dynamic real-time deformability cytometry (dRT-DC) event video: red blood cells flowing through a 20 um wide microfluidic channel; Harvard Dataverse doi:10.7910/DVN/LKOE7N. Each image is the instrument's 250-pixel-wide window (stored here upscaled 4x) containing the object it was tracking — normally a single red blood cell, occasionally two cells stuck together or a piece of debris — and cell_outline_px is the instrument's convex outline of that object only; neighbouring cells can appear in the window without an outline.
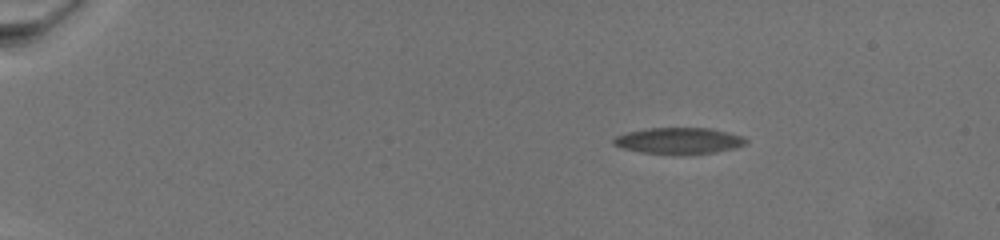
{"species": "common noctule bat (a hibernating species)", "species_latin": "Nyctalus noctula", "temperature_condition": "warm", "stored_images_in_passage": 43, "camera_frame_rate_fps": 3000, "um_per_image_px": 0.085, "animal": {"sex": "female", "body_mass_g": 19.5, "forearm_length_mm": 54.1}, "frame": {"image": 1, "passage_image": 1, "time_ms": 0.0, "image_size_px": [1000, 240], "cell_outline_px": [[748, 144], [736, 148], [716, 152], [684, 156], [672, 156], [640, 152], [624, 148], [612, 144], [612, 140], [616, 136], [628, 132], [648, 128], [712, 128], [744, 136], [748, 140]], "centroid_in_image_um": [57.76, 11.99], "position_along_channel_um": 27.2, "area_um2": 20.98}}
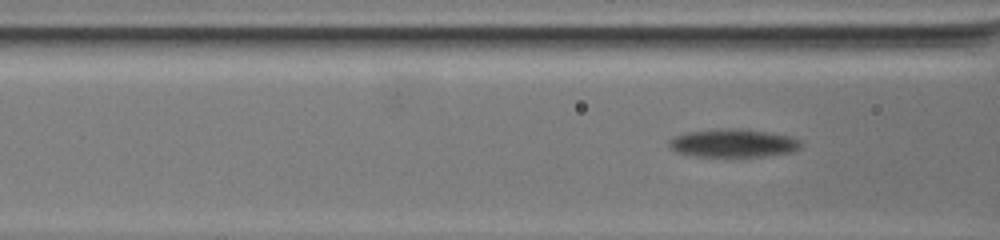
{"frame": {"image": 2, "passage_image": 28, "time_ms": 7.0, "image_size_px": [1000, 240], "cell_outline_px": [[800, 148], [792, 152], [764, 156], [696, 156], [676, 152], [668, 148], [668, 140], [676, 136], [688, 132], [720, 128], [740, 128], [768, 132], [792, 136], [800, 140]], "centroid_in_image_um": [62.31, 12.16], "position_along_channel_um": 104.3, "area_um2": 21.73}}
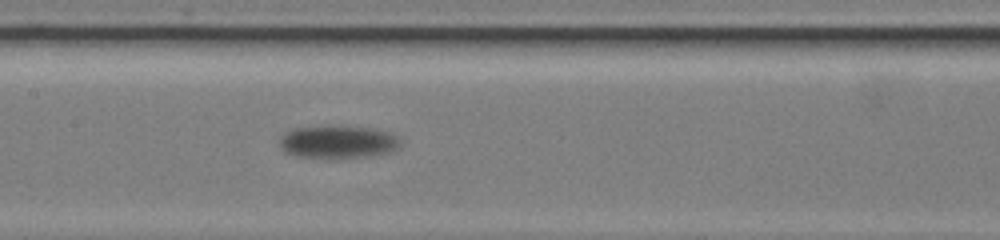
{"frame": {"image": 3, "passage_image": 42, "time_ms": 9.667, "image_size_px": [1000, 240], "cell_outline_px": [[400, 148], [388, 152], [372, 156], [336, 160], [328, 160], [296, 156], [284, 152], [280, 148], [280, 136], [284, 132], [292, 128], [324, 124], [340, 124], [368, 128], [388, 132], [396, 136], [400, 140]], "centroid_in_image_um": [28.66, 12.07], "position_along_channel_um": 178.7, "area_um2": 24.51}}